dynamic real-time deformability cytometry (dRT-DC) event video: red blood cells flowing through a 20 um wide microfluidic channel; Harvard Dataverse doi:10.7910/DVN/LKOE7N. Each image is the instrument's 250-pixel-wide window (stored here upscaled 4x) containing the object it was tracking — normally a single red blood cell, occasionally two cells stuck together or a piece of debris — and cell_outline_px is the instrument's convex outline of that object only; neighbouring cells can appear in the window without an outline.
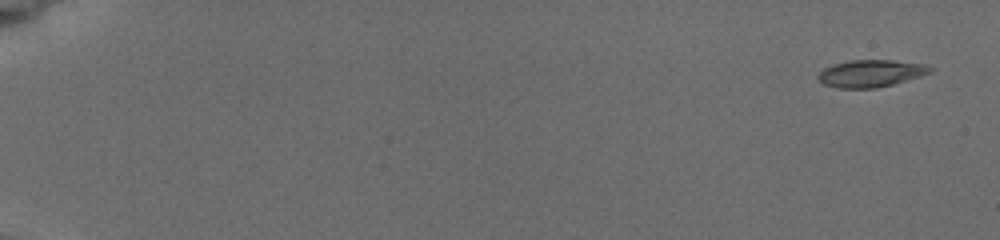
{"species": "common noctule bat (a hibernating species)", "species_latin": "Nyctalus noctula", "temperature_condition": "cold", "stored_images_in_passage": 7, "camera_frame_rate_fps": 3000, "um_per_image_px": 0.085, "animal": {"sex": "female", "body_mass_g": 19.5, "forearm_length_mm": 54.1}, "frame": {"image": 1, "passage_image": 1, "time_ms": 0.0, "image_size_px": [1000, 240], "cell_outline_px": [[932, 72], [920, 76], [892, 84], [876, 88], [836, 88], [824, 84], [816, 76], [824, 68], [832, 64], [852, 60], [892, 60], [920, 64], [932, 68]], "centroid_in_image_um": [73.97, 6.24], "position_along_channel_um": 11.0, "area_um2": 17.51}}
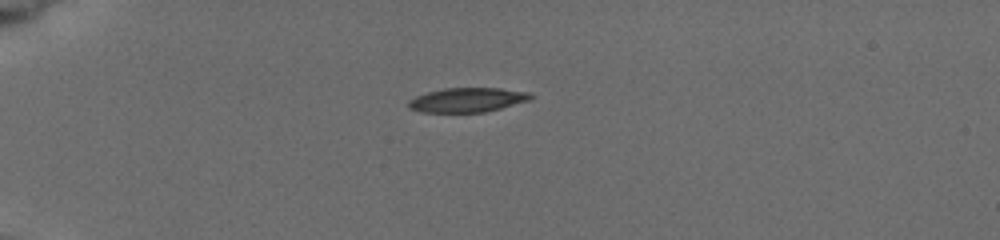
{"frame": {"image": 2, "passage_image": 6, "time_ms": 4.667, "image_size_px": [1000, 240], "cell_outline_px": [[532, 100], [484, 112], [424, 112], [408, 108], [408, 100], [416, 96], [428, 92], [444, 88], [500, 88], [528, 92], [532, 96]], "centroid_in_image_um": [39.73, 8.49], "position_along_channel_um": 45.3, "area_um2": 17.28}}